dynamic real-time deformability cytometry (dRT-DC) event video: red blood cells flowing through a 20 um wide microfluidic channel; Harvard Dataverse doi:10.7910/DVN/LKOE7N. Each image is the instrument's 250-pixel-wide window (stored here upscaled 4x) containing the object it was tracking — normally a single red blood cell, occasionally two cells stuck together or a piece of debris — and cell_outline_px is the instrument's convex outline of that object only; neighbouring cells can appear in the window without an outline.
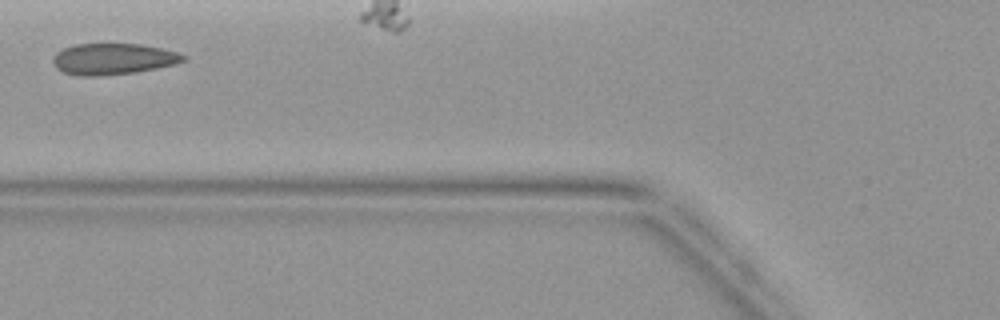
{"species": "common noctule bat (a hibernating species)", "species_latin": "Nyctalus noctula", "temperature_condition": "warm", "stored_images_in_passage": 3, "camera_frame_rate_fps": 3000, "um_per_image_px": 0.085, "animal": {"sex": "female", "body_mass_g": 19.9}, "frame": {"image": 1, "passage_image": 3, "time_ms": 2.667, "image_size_px": [1000, 320], "cell_outline_px": [[184, 60], [176, 64], [136, 72], [100, 76], [80, 76], [64, 72], [56, 68], [52, 60], [52, 56], [56, 52], [72, 44], [140, 44], [160, 48], [176, 52], [184, 56]], "centroid_in_image_um": [9.56, 5.01], "position_along_channel_um": 116.2, "area_um2": 23.64}}